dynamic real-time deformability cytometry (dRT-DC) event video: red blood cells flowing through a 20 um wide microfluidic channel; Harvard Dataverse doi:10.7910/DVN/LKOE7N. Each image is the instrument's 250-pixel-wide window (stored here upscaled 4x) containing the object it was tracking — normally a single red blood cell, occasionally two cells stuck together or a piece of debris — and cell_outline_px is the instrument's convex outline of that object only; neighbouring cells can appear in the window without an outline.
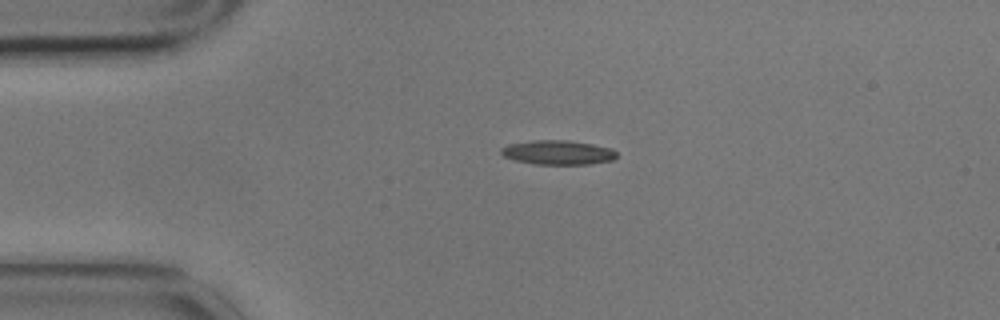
{"species": "common noctule bat (a hibernating species)", "species_latin": "Nyctalus noctula", "temperature_condition": "cold", "stored_images_in_passage": 3, "segment_of_instrument_passage": [1, 2], "camera_frame_rate_fps": 3000, "um_per_image_px": 0.085, "animal": {"sex": "male", "body_mass_g": 17.9}, "frame": {"image": 1, "passage_image": 1, "time_ms": 0.0, "image_size_px": [1000, 320], "cell_outline_px": [[616, 156], [612, 160], [588, 164], [532, 164], [516, 160], [504, 156], [500, 152], [500, 148], [508, 144], [532, 140], [568, 140], [592, 144], [612, 148], [616, 152]], "centroid_in_image_um": [47.4, 12.95], "position_along_channel_um": 37.6, "area_um2": 16.36}}